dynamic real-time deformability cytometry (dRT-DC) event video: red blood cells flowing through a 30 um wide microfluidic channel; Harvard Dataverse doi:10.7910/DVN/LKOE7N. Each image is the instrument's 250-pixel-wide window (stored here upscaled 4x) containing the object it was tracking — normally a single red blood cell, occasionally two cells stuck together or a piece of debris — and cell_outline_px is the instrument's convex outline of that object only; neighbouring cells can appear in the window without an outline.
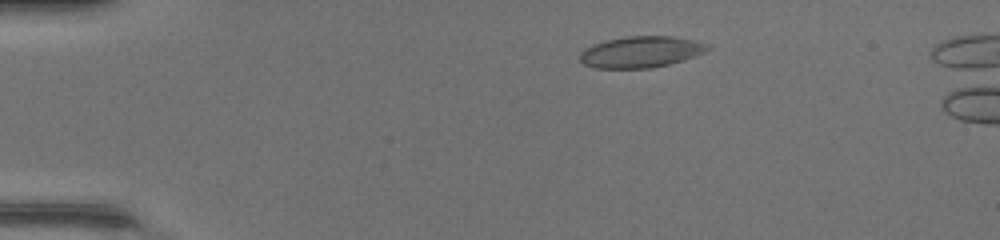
{"species": "common noctule bat (a hibernating species)", "species_latin": "Nyctalus noctula", "temperature_condition": "warm", "stored_images_in_passage": 46, "camera_frame_rate_fps": 3000, "um_per_image_px": 0.085, "animal": {"sex": "female", "body_mass_g": 17.0, "forearm_length_mm": 48.0}, "frame": {"image": 1, "passage_image": 8, "time_ms": 2.333, "image_size_px": [1000, 240], "cell_outline_px": [[712, 48], [704, 52], [668, 64], [652, 68], [596, 68], [584, 64], [580, 60], [580, 52], [584, 48], [592, 44], [608, 40], [628, 36], [672, 36], [696, 40], [708, 44]], "centroid_in_image_um": [54.46, 4.4], "position_along_channel_um": 30.5, "area_um2": 23.18}}
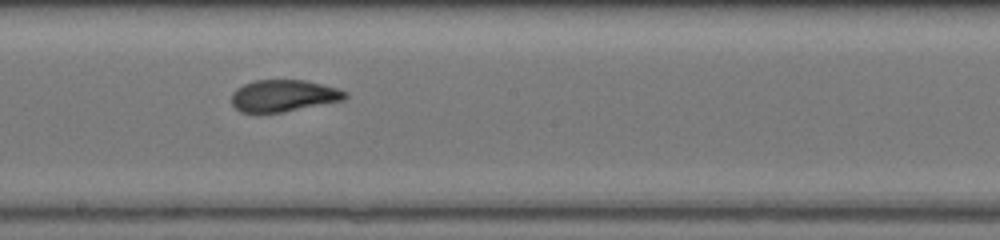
{"frame": {"image": 2, "passage_image": 26, "time_ms": 8.333, "image_size_px": [1000, 240], "cell_outline_px": [[348, 96], [344, 100], [284, 112], [240, 112], [232, 104], [232, 92], [236, 88], [252, 80], [304, 80], [336, 88], [348, 92]], "centroid_in_image_um": [24.09, 8.13], "position_along_channel_um": 224.1, "area_um2": 21.04}}
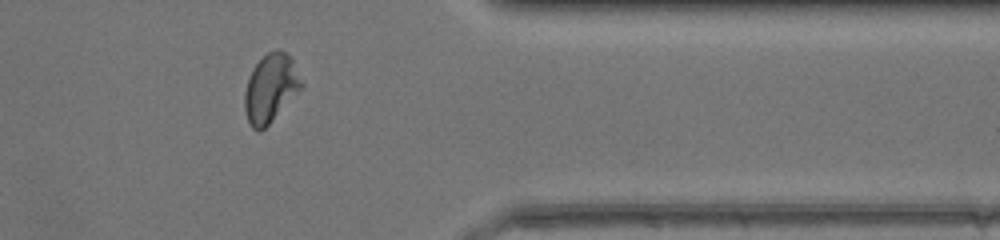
{"frame": {"image": 3, "passage_image": 38, "time_ms": 12.333, "image_size_px": [1000, 240], "cell_outline_px": [[304, 84], [272, 120], [260, 132], [256, 132], [252, 128], [244, 112], [244, 92], [248, 76], [252, 68], [268, 52], [276, 48], [288, 52]], "centroid_in_image_um": [22.97, 7.47], "position_along_channel_um": 388.4, "area_um2": 22.48}, "authors_computed_cell_mechanics": {"area_um2": 22.253, "velocity_mm_per_s": 4.4309, "shape_relaxation_time_tau1_ms": 6.0731, "shape_relaxation_time_tau2_ms": 1.0392, "deformation_change_tau1": 0.1922, "deformation_change_tau2": 0.0831}}